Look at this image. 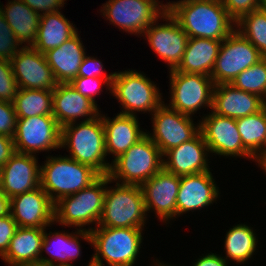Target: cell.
Here are the masks:
<instances>
[{
    "mask_svg": "<svg viewBox=\"0 0 266 266\" xmlns=\"http://www.w3.org/2000/svg\"><path fill=\"white\" fill-rule=\"evenodd\" d=\"M163 6L189 38L223 40L236 27L221 0H179Z\"/></svg>",
    "mask_w": 266,
    "mask_h": 266,
    "instance_id": "obj_1",
    "label": "cell"
},
{
    "mask_svg": "<svg viewBox=\"0 0 266 266\" xmlns=\"http://www.w3.org/2000/svg\"><path fill=\"white\" fill-rule=\"evenodd\" d=\"M76 123L61 128V148L68 147V157L89 165L100 175H108L111 164L105 161L107 153L101 115L89 121Z\"/></svg>",
    "mask_w": 266,
    "mask_h": 266,
    "instance_id": "obj_2",
    "label": "cell"
},
{
    "mask_svg": "<svg viewBox=\"0 0 266 266\" xmlns=\"http://www.w3.org/2000/svg\"><path fill=\"white\" fill-rule=\"evenodd\" d=\"M144 228L90 227L91 245L95 250L91 257L93 266H133L142 243ZM103 258V259H102Z\"/></svg>",
    "mask_w": 266,
    "mask_h": 266,
    "instance_id": "obj_3",
    "label": "cell"
},
{
    "mask_svg": "<svg viewBox=\"0 0 266 266\" xmlns=\"http://www.w3.org/2000/svg\"><path fill=\"white\" fill-rule=\"evenodd\" d=\"M101 175L89 165L66 156L46 158L41 166L40 186L55 203L60 198L87 188Z\"/></svg>",
    "mask_w": 266,
    "mask_h": 266,
    "instance_id": "obj_4",
    "label": "cell"
},
{
    "mask_svg": "<svg viewBox=\"0 0 266 266\" xmlns=\"http://www.w3.org/2000/svg\"><path fill=\"white\" fill-rule=\"evenodd\" d=\"M113 183L108 175H101L95 182L79 192L60 198L54 203V222L62 226L81 229L93 223L97 225L103 213L107 184Z\"/></svg>",
    "mask_w": 266,
    "mask_h": 266,
    "instance_id": "obj_5",
    "label": "cell"
},
{
    "mask_svg": "<svg viewBox=\"0 0 266 266\" xmlns=\"http://www.w3.org/2000/svg\"><path fill=\"white\" fill-rule=\"evenodd\" d=\"M163 168V154L145 135L112 161L109 178L121 184L141 186Z\"/></svg>",
    "mask_w": 266,
    "mask_h": 266,
    "instance_id": "obj_6",
    "label": "cell"
},
{
    "mask_svg": "<svg viewBox=\"0 0 266 266\" xmlns=\"http://www.w3.org/2000/svg\"><path fill=\"white\" fill-rule=\"evenodd\" d=\"M142 189L138 185L107 187L103 213L97 226L143 228L147 219Z\"/></svg>",
    "mask_w": 266,
    "mask_h": 266,
    "instance_id": "obj_7",
    "label": "cell"
},
{
    "mask_svg": "<svg viewBox=\"0 0 266 266\" xmlns=\"http://www.w3.org/2000/svg\"><path fill=\"white\" fill-rule=\"evenodd\" d=\"M156 84L136 70L114 72L111 94L122 105L123 115L137 116V112H151L164 102Z\"/></svg>",
    "mask_w": 266,
    "mask_h": 266,
    "instance_id": "obj_8",
    "label": "cell"
},
{
    "mask_svg": "<svg viewBox=\"0 0 266 266\" xmlns=\"http://www.w3.org/2000/svg\"><path fill=\"white\" fill-rule=\"evenodd\" d=\"M169 108L192 116L198 109H212L214 82L211 76L170 70Z\"/></svg>",
    "mask_w": 266,
    "mask_h": 266,
    "instance_id": "obj_9",
    "label": "cell"
},
{
    "mask_svg": "<svg viewBox=\"0 0 266 266\" xmlns=\"http://www.w3.org/2000/svg\"><path fill=\"white\" fill-rule=\"evenodd\" d=\"M163 5L158 0H109L102 5L100 12L110 24L142 36L166 12Z\"/></svg>",
    "mask_w": 266,
    "mask_h": 266,
    "instance_id": "obj_10",
    "label": "cell"
},
{
    "mask_svg": "<svg viewBox=\"0 0 266 266\" xmlns=\"http://www.w3.org/2000/svg\"><path fill=\"white\" fill-rule=\"evenodd\" d=\"M263 56L238 30L223 39L211 78L214 85L231 83L233 79Z\"/></svg>",
    "mask_w": 266,
    "mask_h": 266,
    "instance_id": "obj_11",
    "label": "cell"
},
{
    "mask_svg": "<svg viewBox=\"0 0 266 266\" xmlns=\"http://www.w3.org/2000/svg\"><path fill=\"white\" fill-rule=\"evenodd\" d=\"M15 151L36 154L61 148V127L53 115L17 118Z\"/></svg>",
    "mask_w": 266,
    "mask_h": 266,
    "instance_id": "obj_12",
    "label": "cell"
},
{
    "mask_svg": "<svg viewBox=\"0 0 266 266\" xmlns=\"http://www.w3.org/2000/svg\"><path fill=\"white\" fill-rule=\"evenodd\" d=\"M153 134L146 135L164 155L184 142L190 141L200 132V123H193L192 116L169 108L164 102L152 113Z\"/></svg>",
    "mask_w": 266,
    "mask_h": 266,
    "instance_id": "obj_13",
    "label": "cell"
},
{
    "mask_svg": "<svg viewBox=\"0 0 266 266\" xmlns=\"http://www.w3.org/2000/svg\"><path fill=\"white\" fill-rule=\"evenodd\" d=\"M205 116L199 121L200 132L210 153L227 157L242 156L253 160L254 156L243 146L236 119L219 116L213 112Z\"/></svg>",
    "mask_w": 266,
    "mask_h": 266,
    "instance_id": "obj_14",
    "label": "cell"
},
{
    "mask_svg": "<svg viewBox=\"0 0 266 266\" xmlns=\"http://www.w3.org/2000/svg\"><path fill=\"white\" fill-rule=\"evenodd\" d=\"M161 19L167 23L158 25L156 20L142 36L146 37L152 50L160 59L167 62L169 69L172 70L181 62L189 37L168 11Z\"/></svg>",
    "mask_w": 266,
    "mask_h": 266,
    "instance_id": "obj_15",
    "label": "cell"
},
{
    "mask_svg": "<svg viewBox=\"0 0 266 266\" xmlns=\"http://www.w3.org/2000/svg\"><path fill=\"white\" fill-rule=\"evenodd\" d=\"M19 89L53 90L57 82L45 54L32 46H23L10 61Z\"/></svg>",
    "mask_w": 266,
    "mask_h": 266,
    "instance_id": "obj_16",
    "label": "cell"
},
{
    "mask_svg": "<svg viewBox=\"0 0 266 266\" xmlns=\"http://www.w3.org/2000/svg\"><path fill=\"white\" fill-rule=\"evenodd\" d=\"M140 187L146 212L154 209L158 219L165 223L176 218V199L180 187V176L162 168Z\"/></svg>",
    "mask_w": 266,
    "mask_h": 266,
    "instance_id": "obj_17",
    "label": "cell"
},
{
    "mask_svg": "<svg viewBox=\"0 0 266 266\" xmlns=\"http://www.w3.org/2000/svg\"><path fill=\"white\" fill-rule=\"evenodd\" d=\"M10 214L18 227L46 228L54 224V203L41 186L10 199Z\"/></svg>",
    "mask_w": 266,
    "mask_h": 266,
    "instance_id": "obj_18",
    "label": "cell"
},
{
    "mask_svg": "<svg viewBox=\"0 0 266 266\" xmlns=\"http://www.w3.org/2000/svg\"><path fill=\"white\" fill-rule=\"evenodd\" d=\"M37 163L35 155L15 152L1 168V189L10 199L40 186Z\"/></svg>",
    "mask_w": 266,
    "mask_h": 266,
    "instance_id": "obj_19",
    "label": "cell"
},
{
    "mask_svg": "<svg viewBox=\"0 0 266 266\" xmlns=\"http://www.w3.org/2000/svg\"><path fill=\"white\" fill-rule=\"evenodd\" d=\"M209 148L201 132L190 141L168 150L163 157V168L176 176H185L210 171Z\"/></svg>",
    "mask_w": 266,
    "mask_h": 266,
    "instance_id": "obj_20",
    "label": "cell"
},
{
    "mask_svg": "<svg viewBox=\"0 0 266 266\" xmlns=\"http://www.w3.org/2000/svg\"><path fill=\"white\" fill-rule=\"evenodd\" d=\"M265 107L260 96L239 90L231 83L214 85L211 111L219 116L239 119Z\"/></svg>",
    "mask_w": 266,
    "mask_h": 266,
    "instance_id": "obj_21",
    "label": "cell"
},
{
    "mask_svg": "<svg viewBox=\"0 0 266 266\" xmlns=\"http://www.w3.org/2000/svg\"><path fill=\"white\" fill-rule=\"evenodd\" d=\"M218 195L219 189L210 171L180 176L176 217L213 204Z\"/></svg>",
    "mask_w": 266,
    "mask_h": 266,
    "instance_id": "obj_22",
    "label": "cell"
},
{
    "mask_svg": "<svg viewBox=\"0 0 266 266\" xmlns=\"http://www.w3.org/2000/svg\"><path fill=\"white\" fill-rule=\"evenodd\" d=\"M98 105L81 95L69 84H57L53 89L52 115L60 125L75 123L85 117L89 121L100 115ZM89 115V116H88Z\"/></svg>",
    "mask_w": 266,
    "mask_h": 266,
    "instance_id": "obj_23",
    "label": "cell"
},
{
    "mask_svg": "<svg viewBox=\"0 0 266 266\" xmlns=\"http://www.w3.org/2000/svg\"><path fill=\"white\" fill-rule=\"evenodd\" d=\"M80 237L91 243L90 230L86 228L69 234L59 231L46 233L45 228L39 266H73L71 262L81 256ZM43 251L49 253L51 258L43 257Z\"/></svg>",
    "mask_w": 266,
    "mask_h": 266,
    "instance_id": "obj_24",
    "label": "cell"
},
{
    "mask_svg": "<svg viewBox=\"0 0 266 266\" xmlns=\"http://www.w3.org/2000/svg\"><path fill=\"white\" fill-rule=\"evenodd\" d=\"M100 115L104 124L106 153L113 154L114 160L146 135L140 130L137 116L118 113L114 119H109Z\"/></svg>",
    "mask_w": 266,
    "mask_h": 266,
    "instance_id": "obj_25",
    "label": "cell"
},
{
    "mask_svg": "<svg viewBox=\"0 0 266 266\" xmlns=\"http://www.w3.org/2000/svg\"><path fill=\"white\" fill-rule=\"evenodd\" d=\"M44 54L57 84L71 83L78 76L79 67L86 55L78 32L59 47Z\"/></svg>",
    "mask_w": 266,
    "mask_h": 266,
    "instance_id": "obj_26",
    "label": "cell"
},
{
    "mask_svg": "<svg viewBox=\"0 0 266 266\" xmlns=\"http://www.w3.org/2000/svg\"><path fill=\"white\" fill-rule=\"evenodd\" d=\"M45 228L18 227L2 257L10 266H39Z\"/></svg>",
    "mask_w": 266,
    "mask_h": 266,
    "instance_id": "obj_27",
    "label": "cell"
},
{
    "mask_svg": "<svg viewBox=\"0 0 266 266\" xmlns=\"http://www.w3.org/2000/svg\"><path fill=\"white\" fill-rule=\"evenodd\" d=\"M223 40L188 38L179 72L211 76Z\"/></svg>",
    "mask_w": 266,
    "mask_h": 266,
    "instance_id": "obj_28",
    "label": "cell"
},
{
    "mask_svg": "<svg viewBox=\"0 0 266 266\" xmlns=\"http://www.w3.org/2000/svg\"><path fill=\"white\" fill-rule=\"evenodd\" d=\"M0 11L22 46L23 43L24 46H32L37 37L41 15L22 0L8 1L5 8L0 4Z\"/></svg>",
    "mask_w": 266,
    "mask_h": 266,
    "instance_id": "obj_29",
    "label": "cell"
},
{
    "mask_svg": "<svg viewBox=\"0 0 266 266\" xmlns=\"http://www.w3.org/2000/svg\"><path fill=\"white\" fill-rule=\"evenodd\" d=\"M77 28L61 11L41 15L37 37L32 45L40 53L59 47L77 33Z\"/></svg>",
    "mask_w": 266,
    "mask_h": 266,
    "instance_id": "obj_30",
    "label": "cell"
},
{
    "mask_svg": "<svg viewBox=\"0 0 266 266\" xmlns=\"http://www.w3.org/2000/svg\"><path fill=\"white\" fill-rule=\"evenodd\" d=\"M258 240L253 228L246 224H238L229 229L226 234L224 247L226 256L223 258L227 261L228 258L236 264L246 262L251 258L256 250Z\"/></svg>",
    "mask_w": 266,
    "mask_h": 266,
    "instance_id": "obj_31",
    "label": "cell"
},
{
    "mask_svg": "<svg viewBox=\"0 0 266 266\" xmlns=\"http://www.w3.org/2000/svg\"><path fill=\"white\" fill-rule=\"evenodd\" d=\"M12 103L17 118L52 115L53 90L18 89Z\"/></svg>",
    "mask_w": 266,
    "mask_h": 266,
    "instance_id": "obj_32",
    "label": "cell"
},
{
    "mask_svg": "<svg viewBox=\"0 0 266 266\" xmlns=\"http://www.w3.org/2000/svg\"><path fill=\"white\" fill-rule=\"evenodd\" d=\"M243 146L253 155L266 151V107L236 119Z\"/></svg>",
    "mask_w": 266,
    "mask_h": 266,
    "instance_id": "obj_33",
    "label": "cell"
},
{
    "mask_svg": "<svg viewBox=\"0 0 266 266\" xmlns=\"http://www.w3.org/2000/svg\"><path fill=\"white\" fill-rule=\"evenodd\" d=\"M235 26L236 30L266 57V10L262 7L250 12L236 22Z\"/></svg>",
    "mask_w": 266,
    "mask_h": 266,
    "instance_id": "obj_34",
    "label": "cell"
},
{
    "mask_svg": "<svg viewBox=\"0 0 266 266\" xmlns=\"http://www.w3.org/2000/svg\"><path fill=\"white\" fill-rule=\"evenodd\" d=\"M231 84L266 100V57L238 74Z\"/></svg>",
    "mask_w": 266,
    "mask_h": 266,
    "instance_id": "obj_35",
    "label": "cell"
},
{
    "mask_svg": "<svg viewBox=\"0 0 266 266\" xmlns=\"http://www.w3.org/2000/svg\"><path fill=\"white\" fill-rule=\"evenodd\" d=\"M113 78H99V77H76L70 85L76 89L81 95L89 98L95 104V97L102 92L101 87L106 85L111 93V85Z\"/></svg>",
    "mask_w": 266,
    "mask_h": 266,
    "instance_id": "obj_36",
    "label": "cell"
},
{
    "mask_svg": "<svg viewBox=\"0 0 266 266\" xmlns=\"http://www.w3.org/2000/svg\"><path fill=\"white\" fill-rule=\"evenodd\" d=\"M23 47L0 11V59L11 61Z\"/></svg>",
    "mask_w": 266,
    "mask_h": 266,
    "instance_id": "obj_37",
    "label": "cell"
},
{
    "mask_svg": "<svg viewBox=\"0 0 266 266\" xmlns=\"http://www.w3.org/2000/svg\"><path fill=\"white\" fill-rule=\"evenodd\" d=\"M18 89L17 81L12 72L11 62L0 59V101L12 103Z\"/></svg>",
    "mask_w": 266,
    "mask_h": 266,
    "instance_id": "obj_38",
    "label": "cell"
},
{
    "mask_svg": "<svg viewBox=\"0 0 266 266\" xmlns=\"http://www.w3.org/2000/svg\"><path fill=\"white\" fill-rule=\"evenodd\" d=\"M221 2L235 23L243 16L263 6V0H221Z\"/></svg>",
    "mask_w": 266,
    "mask_h": 266,
    "instance_id": "obj_39",
    "label": "cell"
},
{
    "mask_svg": "<svg viewBox=\"0 0 266 266\" xmlns=\"http://www.w3.org/2000/svg\"><path fill=\"white\" fill-rule=\"evenodd\" d=\"M16 124L17 115L13 103L0 101V134L13 138Z\"/></svg>",
    "mask_w": 266,
    "mask_h": 266,
    "instance_id": "obj_40",
    "label": "cell"
},
{
    "mask_svg": "<svg viewBox=\"0 0 266 266\" xmlns=\"http://www.w3.org/2000/svg\"><path fill=\"white\" fill-rule=\"evenodd\" d=\"M17 228V223L10 213L0 217V257H3L7 252Z\"/></svg>",
    "mask_w": 266,
    "mask_h": 266,
    "instance_id": "obj_41",
    "label": "cell"
},
{
    "mask_svg": "<svg viewBox=\"0 0 266 266\" xmlns=\"http://www.w3.org/2000/svg\"><path fill=\"white\" fill-rule=\"evenodd\" d=\"M103 64L100 60L90 56H84V59L79 67L77 77H99V78H113L114 73L106 75L103 73Z\"/></svg>",
    "mask_w": 266,
    "mask_h": 266,
    "instance_id": "obj_42",
    "label": "cell"
},
{
    "mask_svg": "<svg viewBox=\"0 0 266 266\" xmlns=\"http://www.w3.org/2000/svg\"><path fill=\"white\" fill-rule=\"evenodd\" d=\"M33 11L39 15L47 14L50 12L60 11L64 6L66 0H22ZM60 8V9H59ZM41 12V13H40Z\"/></svg>",
    "mask_w": 266,
    "mask_h": 266,
    "instance_id": "obj_43",
    "label": "cell"
},
{
    "mask_svg": "<svg viewBox=\"0 0 266 266\" xmlns=\"http://www.w3.org/2000/svg\"><path fill=\"white\" fill-rule=\"evenodd\" d=\"M15 152L13 138L0 134V168L7 163Z\"/></svg>",
    "mask_w": 266,
    "mask_h": 266,
    "instance_id": "obj_44",
    "label": "cell"
},
{
    "mask_svg": "<svg viewBox=\"0 0 266 266\" xmlns=\"http://www.w3.org/2000/svg\"><path fill=\"white\" fill-rule=\"evenodd\" d=\"M193 266H228V262L220 255L208 253L205 256H200Z\"/></svg>",
    "mask_w": 266,
    "mask_h": 266,
    "instance_id": "obj_45",
    "label": "cell"
},
{
    "mask_svg": "<svg viewBox=\"0 0 266 266\" xmlns=\"http://www.w3.org/2000/svg\"><path fill=\"white\" fill-rule=\"evenodd\" d=\"M10 213V198L0 189V217Z\"/></svg>",
    "mask_w": 266,
    "mask_h": 266,
    "instance_id": "obj_46",
    "label": "cell"
},
{
    "mask_svg": "<svg viewBox=\"0 0 266 266\" xmlns=\"http://www.w3.org/2000/svg\"><path fill=\"white\" fill-rule=\"evenodd\" d=\"M255 160V162L258 163V165H260L259 167H261L264 172L266 173V151L261 152L259 154H257L256 156L253 157V161Z\"/></svg>",
    "mask_w": 266,
    "mask_h": 266,
    "instance_id": "obj_47",
    "label": "cell"
},
{
    "mask_svg": "<svg viewBox=\"0 0 266 266\" xmlns=\"http://www.w3.org/2000/svg\"><path fill=\"white\" fill-rule=\"evenodd\" d=\"M155 265H156V266H172V265H166V264H164V263H160V262H159L158 264H157V263L154 264V266H155Z\"/></svg>",
    "mask_w": 266,
    "mask_h": 266,
    "instance_id": "obj_48",
    "label": "cell"
},
{
    "mask_svg": "<svg viewBox=\"0 0 266 266\" xmlns=\"http://www.w3.org/2000/svg\"><path fill=\"white\" fill-rule=\"evenodd\" d=\"M262 7L266 10V0H263V6Z\"/></svg>",
    "mask_w": 266,
    "mask_h": 266,
    "instance_id": "obj_49",
    "label": "cell"
},
{
    "mask_svg": "<svg viewBox=\"0 0 266 266\" xmlns=\"http://www.w3.org/2000/svg\"><path fill=\"white\" fill-rule=\"evenodd\" d=\"M1 168H0V189H1Z\"/></svg>",
    "mask_w": 266,
    "mask_h": 266,
    "instance_id": "obj_50",
    "label": "cell"
},
{
    "mask_svg": "<svg viewBox=\"0 0 266 266\" xmlns=\"http://www.w3.org/2000/svg\"><path fill=\"white\" fill-rule=\"evenodd\" d=\"M87 266H93L92 261L90 260L89 264Z\"/></svg>",
    "mask_w": 266,
    "mask_h": 266,
    "instance_id": "obj_51",
    "label": "cell"
}]
</instances>
